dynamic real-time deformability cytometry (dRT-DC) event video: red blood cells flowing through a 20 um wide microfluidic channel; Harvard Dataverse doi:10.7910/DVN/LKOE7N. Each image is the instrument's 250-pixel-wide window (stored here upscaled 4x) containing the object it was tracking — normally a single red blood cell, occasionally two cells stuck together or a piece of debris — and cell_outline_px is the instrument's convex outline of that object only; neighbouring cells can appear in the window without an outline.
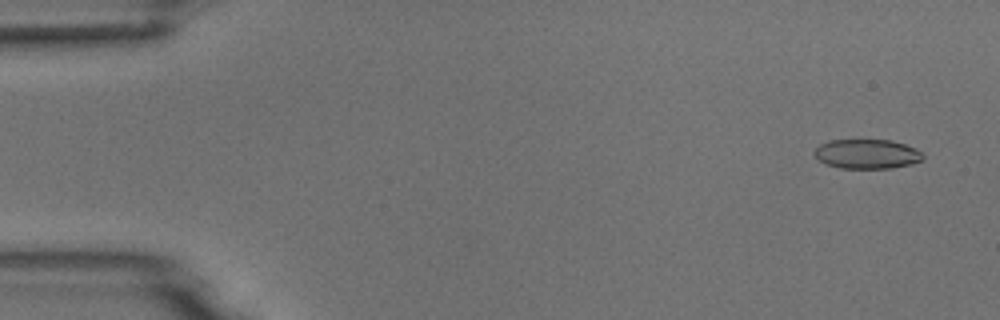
{"species": "common noctule bat (a hibernating species)", "species_latin": "Nyctalus noctula", "temperature_condition": "room temperature", "stored_images_in_passage": 4, "camera_frame_rate_fps": 3000, "um_per_image_px": 0.085, "animal": {"sex": "male", "body_mass_g": 18.8}, "frame": {"image": 1, "passage_image": 1, "time_ms": 0.0, "image_size_px": [1000, 320], "cell_outline_px": [[924, 160], [912, 164], [892, 168], [840, 168], [824, 164], [812, 152], [820, 144], [828, 140], [888, 140], [904, 144], [916, 148], [924, 156]], "centroid_in_image_um": [73.69, 13.09], "position_along_channel_um": 11.3, "area_um2": 18.73}}
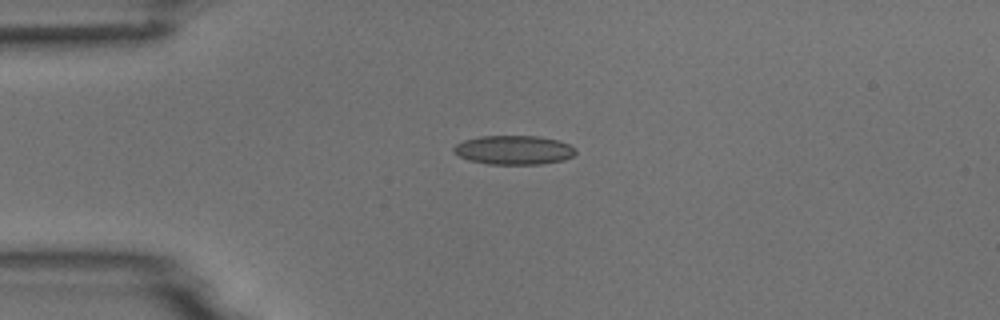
{"frame": {"image": 2, "passage_image": 3, "time_ms": 3.333, "image_size_px": [1000, 320], "cell_outline_px": [[576, 152], [572, 156], [564, 160], [540, 164], [488, 164], [468, 160], [452, 152], [452, 148], [456, 144], [464, 140], [480, 136], [536, 136], [560, 140], [576, 148]], "centroid_in_image_um": [43.67, 12.75], "position_along_channel_um": 41.3, "area_um2": 20.75}}